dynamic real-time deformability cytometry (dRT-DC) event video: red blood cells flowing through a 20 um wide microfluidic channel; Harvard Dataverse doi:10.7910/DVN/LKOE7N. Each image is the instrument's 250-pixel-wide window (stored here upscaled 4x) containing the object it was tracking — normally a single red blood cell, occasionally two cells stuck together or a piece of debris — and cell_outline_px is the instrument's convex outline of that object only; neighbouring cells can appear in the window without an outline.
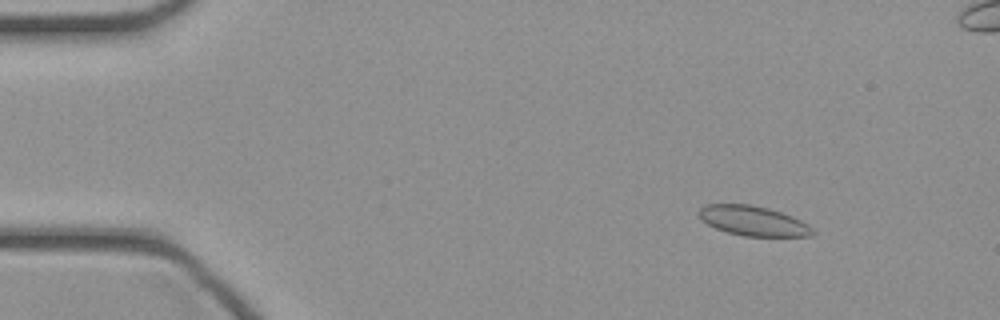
{"species": "common noctule bat (a hibernating species)", "species_latin": "Nyctalus noctula", "temperature_condition": "cold", "stored_images_in_passage": 48, "camera_frame_rate_fps": 3000, "um_per_image_px": 0.085, "animal": {"sex": "female", "body_mass_g": 21.9}, "frame": {"image": 1, "passage_image": 6, "time_ms": 1.667, "image_size_px": [1000, 320], "cell_outline_px": [[816, 232], [812, 236], [744, 236], [728, 232], [716, 228], [708, 224], [700, 216], [700, 208], [704, 204], [752, 204], [768, 208], [792, 216], [808, 224]], "centroid_in_image_um": [64.05, 18.77], "position_along_channel_um": 20.9, "area_um2": 19.59}}
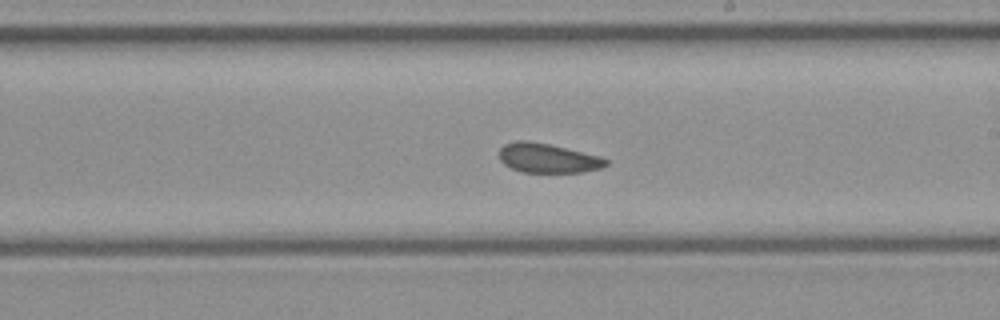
{"frame": {"image": 2, "passage_image": 27, "time_ms": 8.667, "image_size_px": [1000, 320], "cell_outline_px": [[608, 164], [600, 168], [584, 172], [524, 172], [512, 168], [504, 164], [500, 160], [500, 148], [504, 144], [516, 140], [528, 140], [552, 144], [600, 156], [608, 160]], "centroid_in_image_um": [46.56, 13.42], "position_along_channel_um": 242.4, "area_um2": 18.38}}
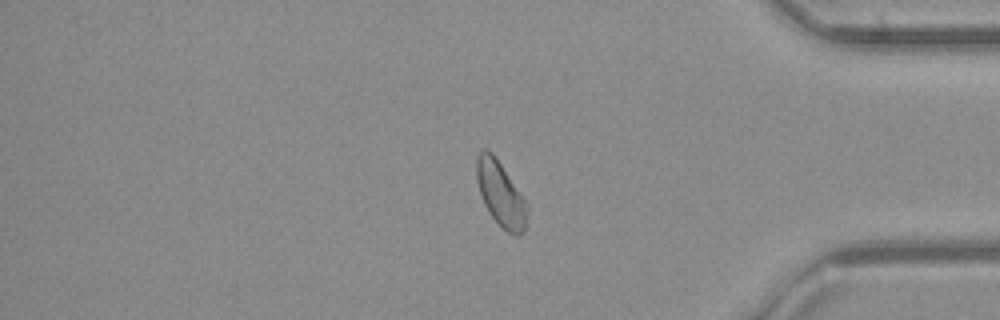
{"frame": {"image": 3, "passage_image": 39, "time_ms": 12.667, "image_size_px": [1000, 320], "cell_outline_px": [[528, 224], [524, 232], [520, 236], [516, 236], [508, 232], [488, 212], [484, 204], [476, 180], [476, 156], [484, 148], [492, 152], [528, 204]], "centroid_in_image_um": [42.58, 16.51], "position_along_channel_um": 392.6, "area_um2": 19.13}}